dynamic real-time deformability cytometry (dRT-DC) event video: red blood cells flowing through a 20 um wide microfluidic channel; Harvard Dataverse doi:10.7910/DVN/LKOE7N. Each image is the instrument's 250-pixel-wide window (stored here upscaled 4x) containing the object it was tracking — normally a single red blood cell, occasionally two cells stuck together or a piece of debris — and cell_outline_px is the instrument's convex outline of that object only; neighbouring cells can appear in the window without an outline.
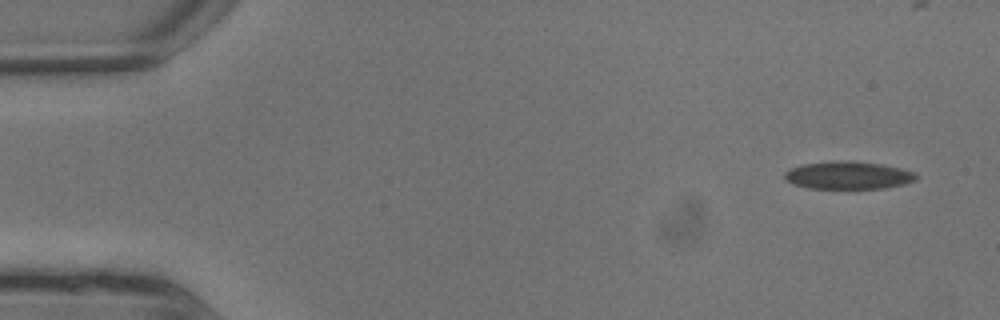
{"species": "common noctule bat (a hibernating species)", "species_latin": "Nyctalus noctula", "temperature_condition": "warm", "stored_images_in_passage": 10, "camera_frame_rate_fps": 3000, "um_per_image_px": 0.085, "animal": {"sex": "male", "body_mass_g": 13.3}, "frame": {"image": 1, "passage_image": 1, "time_ms": 0.0, "image_size_px": [1000, 320], "cell_outline_px": [[916, 180], [904, 184], [884, 188], [808, 188], [792, 184], [784, 180], [784, 172], [800, 164], [840, 160], [848, 160], [880, 164], [900, 168], [916, 172]], "centroid_in_image_um": [72.06, 14.89], "position_along_channel_um": 12.9, "area_um2": 21.33}}
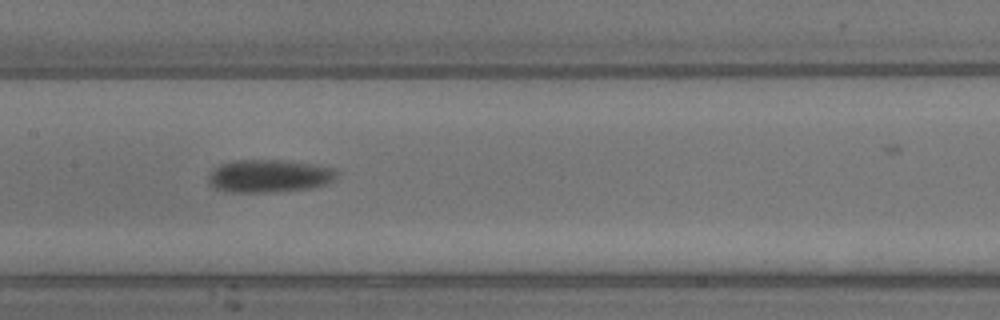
{"frame": {"image": 2, "passage_image": 9, "time_ms": 2.667, "image_size_px": [1000, 320], "cell_outline_px": [[336, 176], [332, 180], [324, 184], [308, 188], [264, 192], [228, 192], [216, 188], [208, 184], [208, 172], [212, 168], [220, 164], [232, 160], [284, 160], [316, 164], [336, 168]], "centroid_in_image_um": [22.81, 14.94], "position_along_channel_um": 184.6, "area_um2": 24.62}}
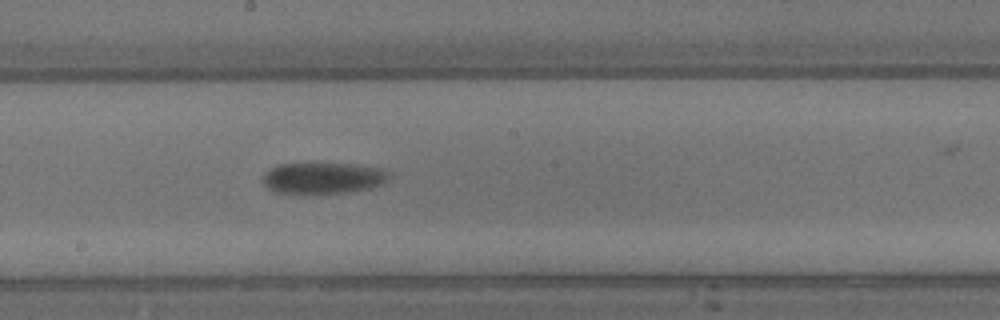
{"frame": {"image": 3, "passage_image": 10, "time_ms": 3.0, "image_size_px": [1000, 320], "cell_outline_px": [[392, 172], [388, 180], [384, 184], [372, 188], [348, 192], [276, 192], [268, 188], [264, 184], [264, 172], [280, 164], [348, 164], [384, 168]], "centroid_in_image_um": [27.57, 15.12], "position_along_channel_um": 220.6, "area_um2": 22.66}}